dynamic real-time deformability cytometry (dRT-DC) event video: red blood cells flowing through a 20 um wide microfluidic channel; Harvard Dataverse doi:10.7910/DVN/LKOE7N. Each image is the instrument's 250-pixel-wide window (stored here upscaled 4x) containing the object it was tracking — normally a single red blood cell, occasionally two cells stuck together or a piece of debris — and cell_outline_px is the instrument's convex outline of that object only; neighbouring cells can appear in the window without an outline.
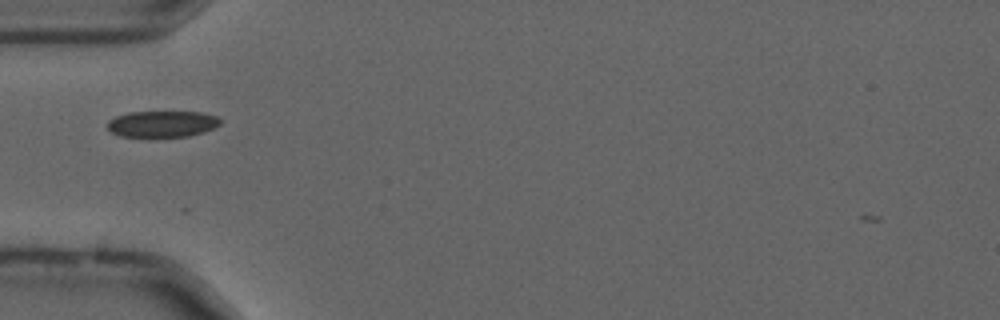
{"species": "common noctule bat (a hibernating species)", "species_latin": "Nyctalus noctula", "temperature_condition": "cold", "stored_images_in_passage": 10, "camera_frame_rate_fps": 3000, "um_per_image_px": 0.085, "animal": {"sex": "male", "forearm_length_mm": 52.5}, "frame": {"image": 1, "passage_image": 1, "time_ms": 0.0, "image_size_px": [1000, 320], "cell_outline_px": [[220, 124], [204, 132], [188, 136], [120, 136], [112, 132], [108, 128], [108, 120], [116, 116], [128, 112], [200, 112], [216, 116], [220, 120]], "centroid_in_image_um": [13.78, 10.52], "position_along_channel_um": 71.2, "area_um2": 17.05}}
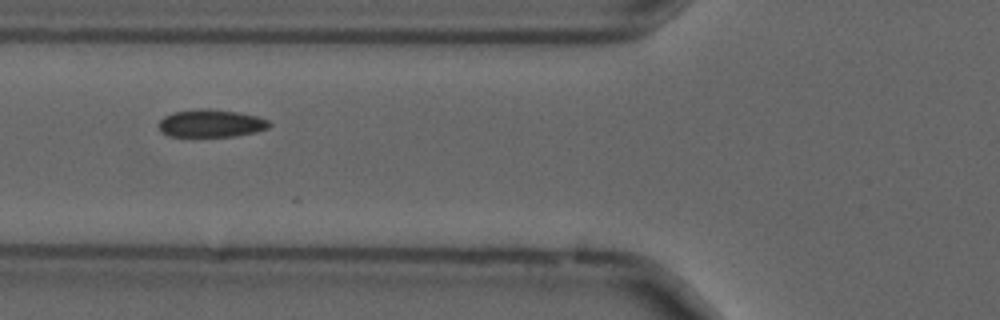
{"frame": {"image": 2, "passage_image": 4, "time_ms": 1.0, "image_size_px": [1000, 320], "cell_outline_px": [[272, 124], [268, 128], [256, 132], [236, 136], [168, 136], [160, 132], [160, 120], [164, 116], [172, 112], [200, 108], [208, 108], [240, 112], [256, 116], [268, 120]], "centroid_in_image_um": [17.94, 10.47], "position_along_channel_um": 107.9, "area_um2": 17.98}}
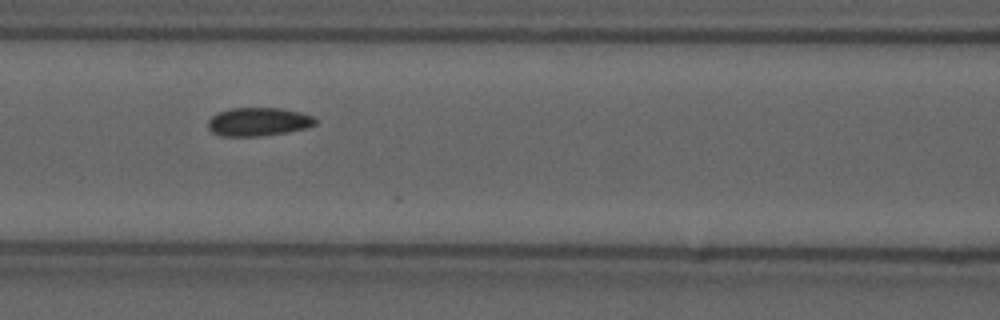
{"frame": {"image": 3, "passage_image": 7, "time_ms": 2.0, "image_size_px": [1000, 320], "cell_outline_px": [[320, 120], [316, 124], [308, 128], [288, 132], [260, 136], [220, 136], [212, 132], [208, 128], [208, 120], [212, 116], [228, 108], [280, 108], [300, 112], [316, 116]], "centroid_in_image_um": [22.02, 10.35], "position_along_channel_um": 144.6, "area_um2": 18.09}}